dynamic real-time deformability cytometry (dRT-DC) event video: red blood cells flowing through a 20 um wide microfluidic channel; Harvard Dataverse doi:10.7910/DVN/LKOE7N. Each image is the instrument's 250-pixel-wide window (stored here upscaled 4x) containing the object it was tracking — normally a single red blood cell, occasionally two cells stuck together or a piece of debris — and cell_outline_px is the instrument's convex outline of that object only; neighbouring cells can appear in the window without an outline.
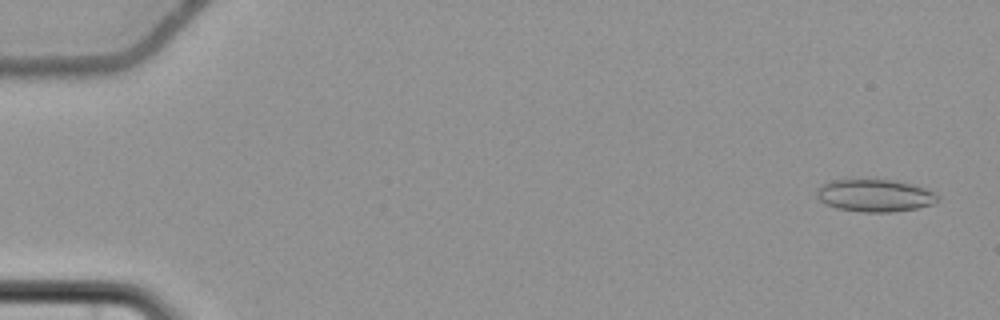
{"species": "common noctule bat (a hibernating species)", "species_latin": "Nyctalus noctula", "temperature_condition": "cold", "stored_images_in_passage": 58, "camera_frame_rate_fps": 3000, "um_per_image_px": 0.085, "animal": {"sex": "female", "body_mass_g": 22.7, "forearm_length_mm": 54.2}, "frame": {"image": 1, "passage_image": 3, "time_ms": 0.667, "image_size_px": [1000, 320], "cell_outline_px": [[940, 200], [932, 204], [916, 208], [892, 212], [860, 212], [836, 208], [820, 200], [816, 196], [816, 188], [832, 180], [896, 180], [912, 184], [924, 188], [940, 196]], "centroid_in_image_um": [74.37, 16.62], "position_along_channel_um": 10.6, "area_um2": 22.77}}
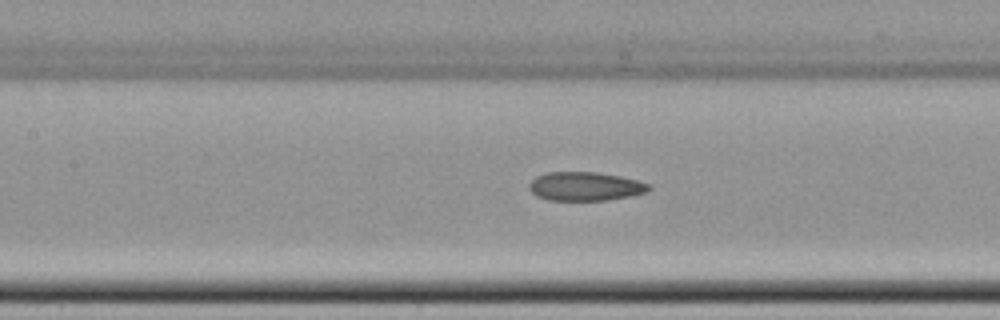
{"frame": {"image": 2, "passage_image": 28, "time_ms": 9.0, "image_size_px": [1000, 320], "cell_outline_px": [[652, 188], [648, 192], [632, 196], [608, 200], [548, 200], [536, 196], [528, 188], [528, 184], [536, 176], [548, 172], [596, 172], [620, 176], [652, 184]], "centroid_in_image_um": [49.77, 15.84], "position_along_channel_um": 157.6, "area_um2": 20.29}}
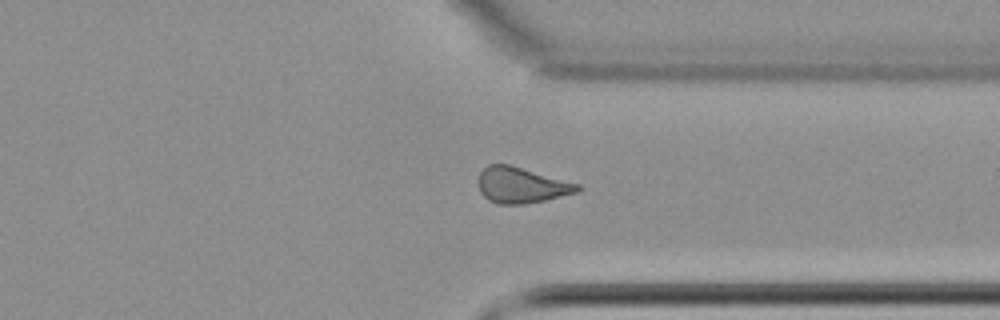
{"frame": {"image": 3, "passage_image": 45, "time_ms": 14.667, "image_size_px": [1000, 320], "cell_outline_px": [[584, 188], [580, 192], [544, 200], [524, 204], [500, 204], [488, 200], [480, 192], [480, 172], [488, 164], [508, 164], [580, 184]], "centroid_in_image_um": [44.37, 15.74], "position_along_channel_um": 367.0, "area_um2": 20.58}, "authors_computed_cell_mechanics": {"area_um2": 20.8947, "velocity_mm_per_s": 3.6952, "shape_relaxation_time_tau1_ms": null, "shape_relaxation_time_tau2_ms": 3.1462, "deformation_change_tau1": null, "deformation_change_tau2": 0.0938}}